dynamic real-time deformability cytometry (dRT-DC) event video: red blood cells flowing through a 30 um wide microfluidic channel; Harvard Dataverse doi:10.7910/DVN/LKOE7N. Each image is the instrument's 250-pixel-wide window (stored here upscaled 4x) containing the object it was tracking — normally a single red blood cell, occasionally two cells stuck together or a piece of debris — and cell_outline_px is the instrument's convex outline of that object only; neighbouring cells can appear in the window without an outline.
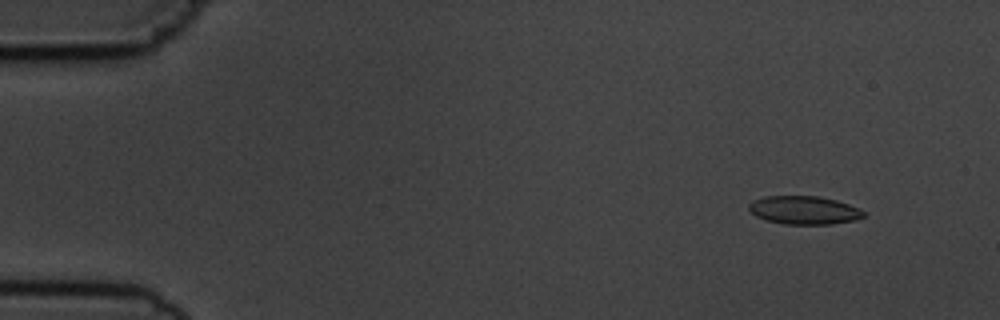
{"species": "common noctule bat (a hibernating species)", "species_latin": "Nyctalus noctula", "temperature_condition": "cold", "stored_images_in_passage": 5, "camera_frame_rate_fps": 3000, "um_per_image_px": 0.085, "animal": {"sex": "male", "body_mass_g": 19.5, "forearm_length_mm": 54.6}, "frame": {"image": 1, "passage_image": 2, "time_ms": 1.0, "image_size_px": [1000, 320], "cell_outline_px": [[864, 216], [856, 220], [832, 224], [784, 224], [764, 220], [756, 216], [748, 208], [748, 204], [752, 200], [764, 196], [816, 196], [836, 200], [860, 208], [864, 212]], "centroid_in_image_um": [68.32, 17.86], "position_along_channel_um": 16.7, "area_um2": 19.02}}
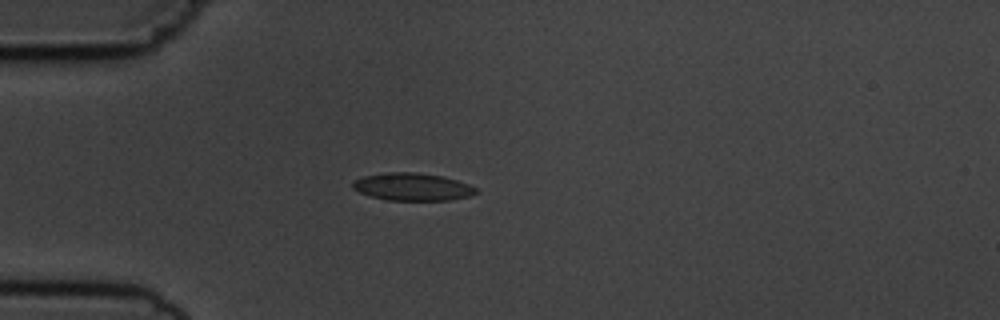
{"frame": {"image": 2, "passage_image": 4, "time_ms": 4.333, "image_size_px": [1000, 320], "cell_outline_px": [[480, 192], [468, 196], [448, 200], [384, 200], [360, 192], [352, 188], [352, 184], [356, 180], [364, 176], [392, 172], [416, 172], [444, 176], [468, 184], [476, 188]], "centroid_in_image_um": [35.08, 15.88], "position_along_channel_um": 49.9, "area_um2": 19.65}}